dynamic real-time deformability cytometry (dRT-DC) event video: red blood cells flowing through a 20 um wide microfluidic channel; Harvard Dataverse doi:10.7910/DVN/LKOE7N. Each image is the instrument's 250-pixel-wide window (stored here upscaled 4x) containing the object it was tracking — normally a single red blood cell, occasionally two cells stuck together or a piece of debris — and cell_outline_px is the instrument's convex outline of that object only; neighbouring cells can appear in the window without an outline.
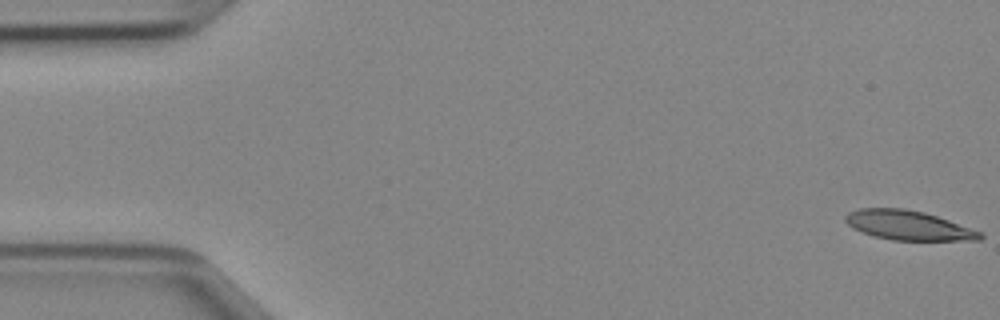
{"species": "Egyptian fruit bat (a non-hibernating species)", "species_latin": "Rousettus aegyptiacus", "temperature_condition": "cold", "stored_images_in_passage": 47, "camera_frame_rate_fps": 3000, "um_per_image_px": 0.085, "animal": {"sex": "female"}, "frame": {"image": 1, "passage_image": 1, "time_ms": 0.0, "image_size_px": [1000, 320], "cell_outline_px": [[984, 236], [980, 240], [892, 240], [876, 236], [852, 228], [844, 220], [844, 216], [848, 212], [860, 208], [904, 208], [924, 212], [948, 220], [980, 232]], "centroid_in_image_um": [77.16, 19.14], "position_along_channel_um": 7.8, "area_um2": 22.83}}
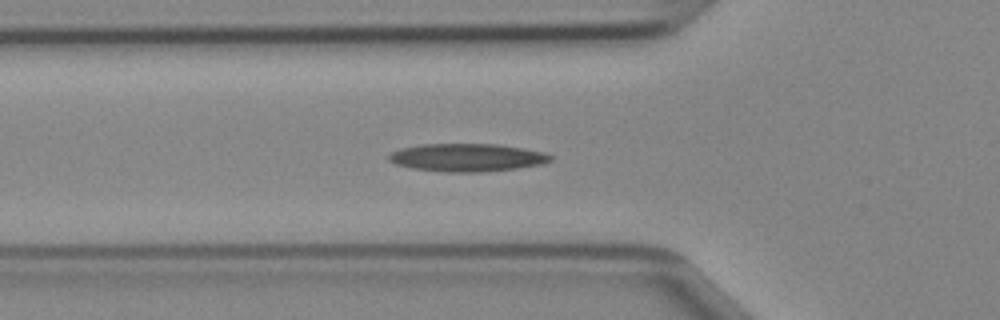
{"frame": {"image": 2, "passage_image": 16, "time_ms": 5.0, "image_size_px": [1000, 320], "cell_outline_px": [[552, 160], [544, 164], [516, 168], [484, 172], [448, 172], [412, 168], [396, 164], [388, 160], [388, 156], [392, 152], [400, 148], [424, 144], [496, 144], [544, 152], [552, 156]], "centroid_in_image_um": [39.7, 13.39], "position_along_channel_um": 86.1, "area_um2": 26.18}}
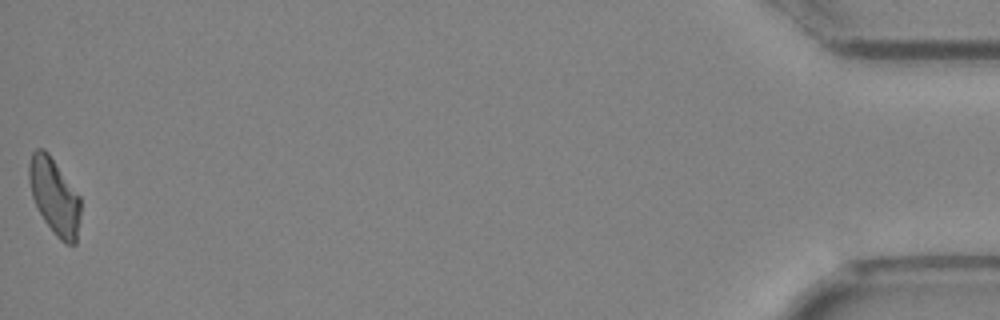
{"frame": {"image": 3, "passage_image": 47, "time_ms": 15.333, "image_size_px": [1000, 320], "cell_outline_px": [[80, 216], [76, 244], [64, 244], [56, 236], [44, 220], [32, 196], [28, 180], [28, 164], [32, 152], [36, 148], [44, 148], [48, 152], [80, 196]], "centroid_in_image_um": [4.62, 16.68], "position_along_channel_um": 430.6, "area_um2": 22.89}}